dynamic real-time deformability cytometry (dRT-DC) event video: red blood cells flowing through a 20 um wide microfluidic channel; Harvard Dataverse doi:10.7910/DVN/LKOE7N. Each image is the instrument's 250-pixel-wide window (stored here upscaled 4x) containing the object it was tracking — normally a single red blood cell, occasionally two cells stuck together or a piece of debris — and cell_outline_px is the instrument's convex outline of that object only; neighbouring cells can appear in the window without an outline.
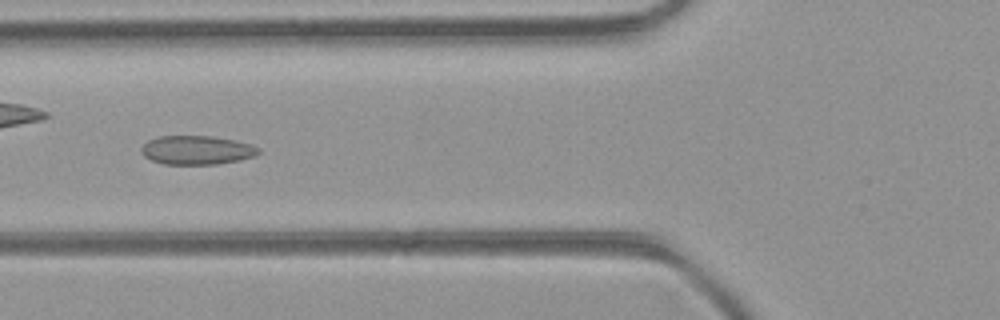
{"species": "common noctule bat (a hibernating species)", "species_latin": "Nyctalus noctula", "temperature_condition": "room temperature", "stored_images_in_passage": 6, "camera_frame_rate_fps": 3000, "um_per_image_px": 0.085, "animal": {"sex": "female", "body_mass_g": 21.9}, "frame": {"image": 1, "passage_image": 4, "time_ms": 1.0, "image_size_px": [1000, 320], "cell_outline_px": [[260, 152], [256, 156], [240, 160], [216, 164], [164, 164], [152, 160], [144, 156], [140, 152], [140, 148], [148, 140], [160, 136], [212, 136], [236, 140], [252, 144], [260, 148]], "centroid_in_image_um": [16.75, 12.75], "position_along_channel_um": 109.0, "area_um2": 19.88}}
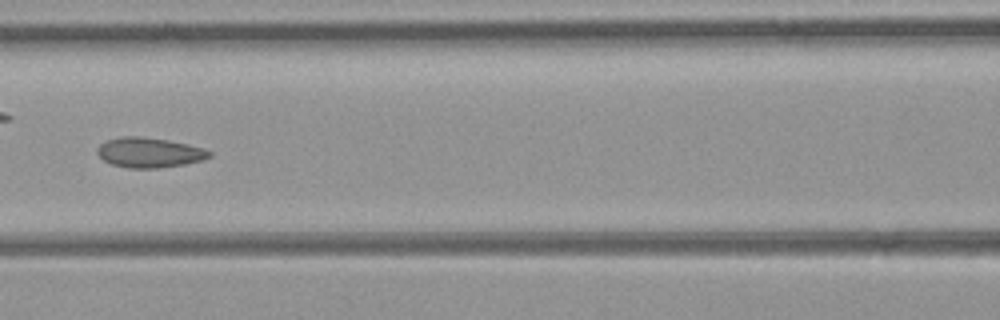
{"frame": {"image": 2, "passage_image": 5, "time_ms": 1.333, "image_size_px": [1000, 320], "cell_outline_px": [[212, 156], [204, 160], [184, 164], [156, 168], [128, 168], [112, 164], [104, 160], [96, 152], [96, 148], [100, 144], [108, 140], [124, 136], [140, 136], [168, 140], [188, 144], [204, 148], [212, 152]], "centroid_in_image_um": [12.71, 12.96], "position_along_channel_um": 153.9, "area_um2": 19.59}}
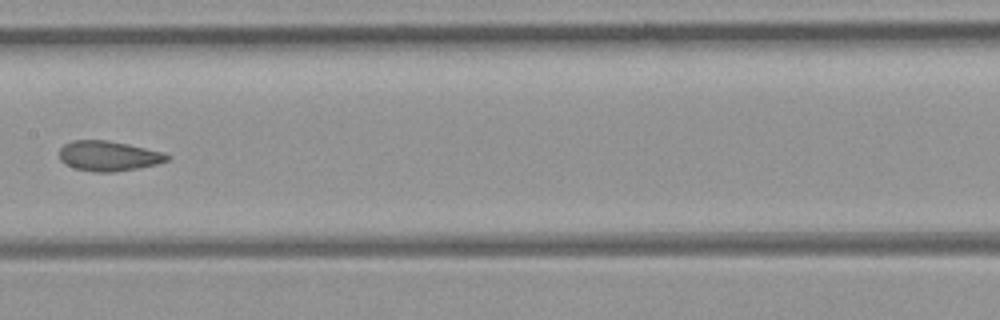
{"frame": {"image": 3, "passage_image": 6, "time_ms": 1.667, "image_size_px": [1000, 320], "cell_outline_px": [[172, 156], [168, 160], [156, 164], [136, 168], [112, 172], [96, 172], [76, 168], [64, 164], [60, 160], [60, 148], [64, 144], [72, 140], [108, 140], [128, 144], [164, 152]], "centroid_in_image_um": [9.22, 13.24], "position_along_channel_um": 198.2, "area_um2": 18.84}}